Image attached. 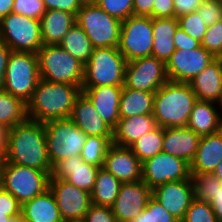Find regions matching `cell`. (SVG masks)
I'll list each match as a JSON object with an SVG mask.
<instances>
[{"label":"cell","mask_w":222,"mask_h":222,"mask_svg":"<svg viewBox=\"0 0 222 222\" xmlns=\"http://www.w3.org/2000/svg\"><path fill=\"white\" fill-rule=\"evenodd\" d=\"M179 27L190 37L201 43L207 27L197 12L182 15L177 18Z\"/></svg>","instance_id":"f35d334b"},{"label":"cell","mask_w":222,"mask_h":222,"mask_svg":"<svg viewBox=\"0 0 222 222\" xmlns=\"http://www.w3.org/2000/svg\"><path fill=\"white\" fill-rule=\"evenodd\" d=\"M127 61L117 47L94 48L82 87L123 86Z\"/></svg>","instance_id":"5b68a950"},{"label":"cell","mask_w":222,"mask_h":222,"mask_svg":"<svg viewBox=\"0 0 222 222\" xmlns=\"http://www.w3.org/2000/svg\"><path fill=\"white\" fill-rule=\"evenodd\" d=\"M46 10L66 11L76 15L84 5L82 0H43Z\"/></svg>","instance_id":"bcb514c9"},{"label":"cell","mask_w":222,"mask_h":222,"mask_svg":"<svg viewBox=\"0 0 222 222\" xmlns=\"http://www.w3.org/2000/svg\"><path fill=\"white\" fill-rule=\"evenodd\" d=\"M14 0H0V20L12 12Z\"/></svg>","instance_id":"db71d44e"},{"label":"cell","mask_w":222,"mask_h":222,"mask_svg":"<svg viewBox=\"0 0 222 222\" xmlns=\"http://www.w3.org/2000/svg\"><path fill=\"white\" fill-rule=\"evenodd\" d=\"M189 84L199 101L218 103L222 93V58H216Z\"/></svg>","instance_id":"603a6c76"},{"label":"cell","mask_w":222,"mask_h":222,"mask_svg":"<svg viewBox=\"0 0 222 222\" xmlns=\"http://www.w3.org/2000/svg\"><path fill=\"white\" fill-rule=\"evenodd\" d=\"M12 217L7 215V212H0V222L9 221Z\"/></svg>","instance_id":"9f6ffc18"},{"label":"cell","mask_w":222,"mask_h":222,"mask_svg":"<svg viewBox=\"0 0 222 222\" xmlns=\"http://www.w3.org/2000/svg\"><path fill=\"white\" fill-rule=\"evenodd\" d=\"M121 182L103 167L99 168L91 196V204L111 207L115 202Z\"/></svg>","instance_id":"1f68e13d"},{"label":"cell","mask_w":222,"mask_h":222,"mask_svg":"<svg viewBox=\"0 0 222 222\" xmlns=\"http://www.w3.org/2000/svg\"><path fill=\"white\" fill-rule=\"evenodd\" d=\"M131 222H180L171 215L153 196L146 208Z\"/></svg>","instance_id":"8d00e7d4"},{"label":"cell","mask_w":222,"mask_h":222,"mask_svg":"<svg viewBox=\"0 0 222 222\" xmlns=\"http://www.w3.org/2000/svg\"><path fill=\"white\" fill-rule=\"evenodd\" d=\"M99 168L86 163L80 155L70 156L52 167L50 178L63 179L91 193Z\"/></svg>","instance_id":"d6986e66"},{"label":"cell","mask_w":222,"mask_h":222,"mask_svg":"<svg viewBox=\"0 0 222 222\" xmlns=\"http://www.w3.org/2000/svg\"><path fill=\"white\" fill-rule=\"evenodd\" d=\"M157 127L153 115H139L130 118H120L113 130L112 143L119 146H130L142 135Z\"/></svg>","instance_id":"4316f807"},{"label":"cell","mask_w":222,"mask_h":222,"mask_svg":"<svg viewBox=\"0 0 222 222\" xmlns=\"http://www.w3.org/2000/svg\"><path fill=\"white\" fill-rule=\"evenodd\" d=\"M113 137L87 136L80 157L88 164L102 168Z\"/></svg>","instance_id":"d590c367"},{"label":"cell","mask_w":222,"mask_h":222,"mask_svg":"<svg viewBox=\"0 0 222 222\" xmlns=\"http://www.w3.org/2000/svg\"><path fill=\"white\" fill-rule=\"evenodd\" d=\"M97 5L121 22L133 15V0H99Z\"/></svg>","instance_id":"ab89813d"},{"label":"cell","mask_w":222,"mask_h":222,"mask_svg":"<svg viewBox=\"0 0 222 222\" xmlns=\"http://www.w3.org/2000/svg\"><path fill=\"white\" fill-rule=\"evenodd\" d=\"M152 196L171 215L181 221L195 199L192 179L161 184L152 190Z\"/></svg>","instance_id":"e0dca14e"},{"label":"cell","mask_w":222,"mask_h":222,"mask_svg":"<svg viewBox=\"0 0 222 222\" xmlns=\"http://www.w3.org/2000/svg\"><path fill=\"white\" fill-rule=\"evenodd\" d=\"M83 4H97L99 0H82Z\"/></svg>","instance_id":"680465c9"},{"label":"cell","mask_w":222,"mask_h":222,"mask_svg":"<svg viewBox=\"0 0 222 222\" xmlns=\"http://www.w3.org/2000/svg\"><path fill=\"white\" fill-rule=\"evenodd\" d=\"M27 119V104L3 89L0 90V124L12 128Z\"/></svg>","instance_id":"836d02e7"},{"label":"cell","mask_w":222,"mask_h":222,"mask_svg":"<svg viewBox=\"0 0 222 222\" xmlns=\"http://www.w3.org/2000/svg\"><path fill=\"white\" fill-rule=\"evenodd\" d=\"M155 93L126 88L123 86L120 95V118L139 115H153Z\"/></svg>","instance_id":"4dcf8cb0"},{"label":"cell","mask_w":222,"mask_h":222,"mask_svg":"<svg viewBox=\"0 0 222 222\" xmlns=\"http://www.w3.org/2000/svg\"><path fill=\"white\" fill-rule=\"evenodd\" d=\"M152 189L143 180L121 183L118 196L111 206L118 222H131L147 206Z\"/></svg>","instance_id":"2e32d148"},{"label":"cell","mask_w":222,"mask_h":222,"mask_svg":"<svg viewBox=\"0 0 222 222\" xmlns=\"http://www.w3.org/2000/svg\"><path fill=\"white\" fill-rule=\"evenodd\" d=\"M49 189L54 195L64 222L83 221L91 206L90 193L63 179L50 178Z\"/></svg>","instance_id":"5bb4252c"},{"label":"cell","mask_w":222,"mask_h":222,"mask_svg":"<svg viewBox=\"0 0 222 222\" xmlns=\"http://www.w3.org/2000/svg\"><path fill=\"white\" fill-rule=\"evenodd\" d=\"M0 40L14 52L37 54L43 46L40 20L11 12L0 20Z\"/></svg>","instance_id":"30bf717a"},{"label":"cell","mask_w":222,"mask_h":222,"mask_svg":"<svg viewBox=\"0 0 222 222\" xmlns=\"http://www.w3.org/2000/svg\"><path fill=\"white\" fill-rule=\"evenodd\" d=\"M206 26L222 20V3L216 0H204L196 10Z\"/></svg>","instance_id":"7bdbcfd3"},{"label":"cell","mask_w":222,"mask_h":222,"mask_svg":"<svg viewBox=\"0 0 222 222\" xmlns=\"http://www.w3.org/2000/svg\"><path fill=\"white\" fill-rule=\"evenodd\" d=\"M11 51L12 50L0 40V90L3 89L7 62Z\"/></svg>","instance_id":"816d5d0a"},{"label":"cell","mask_w":222,"mask_h":222,"mask_svg":"<svg viewBox=\"0 0 222 222\" xmlns=\"http://www.w3.org/2000/svg\"><path fill=\"white\" fill-rule=\"evenodd\" d=\"M204 0H173L175 17L196 12Z\"/></svg>","instance_id":"681fc988"},{"label":"cell","mask_w":222,"mask_h":222,"mask_svg":"<svg viewBox=\"0 0 222 222\" xmlns=\"http://www.w3.org/2000/svg\"><path fill=\"white\" fill-rule=\"evenodd\" d=\"M1 180H2V158H0V188H1Z\"/></svg>","instance_id":"91938a15"},{"label":"cell","mask_w":222,"mask_h":222,"mask_svg":"<svg viewBox=\"0 0 222 222\" xmlns=\"http://www.w3.org/2000/svg\"><path fill=\"white\" fill-rule=\"evenodd\" d=\"M180 222H218L208 202L195 198Z\"/></svg>","instance_id":"74e56055"},{"label":"cell","mask_w":222,"mask_h":222,"mask_svg":"<svg viewBox=\"0 0 222 222\" xmlns=\"http://www.w3.org/2000/svg\"><path fill=\"white\" fill-rule=\"evenodd\" d=\"M212 173L222 182V161L216 166Z\"/></svg>","instance_id":"11a10c76"},{"label":"cell","mask_w":222,"mask_h":222,"mask_svg":"<svg viewBox=\"0 0 222 222\" xmlns=\"http://www.w3.org/2000/svg\"><path fill=\"white\" fill-rule=\"evenodd\" d=\"M174 43L176 50H192L201 46V43L186 34L180 27L174 34Z\"/></svg>","instance_id":"c3c4849f"},{"label":"cell","mask_w":222,"mask_h":222,"mask_svg":"<svg viewBox=\"0 0 222 222\" xmlns=\"http://www.w3.org/2000/svg\"><path fill=\"white\" fill-rule=\"evenodd\" d=\"M43 45H59L76 24L75 15L66 11L46 10L40 19Z\"/></svg>","instance_id":"83f0119b"},{"label":"cell","mask_w":222,"mask_h":222,"mask_svg":"<svg viewBox=\"0 0 222 222\" xmlns=\"http://www.w3.org/2000/svg\"><path fill=\"white\" fill-rule=\"evenodd\" d=\"M44 127L52 167L63 159L80 155L87 135L70 118L45 122Z\"/></svg>","instance_id":"9c48e42d"},{"label":"cell","mask_w":222,"mask_h":222,"mask_svg":"<svg viewBox=\"0 0 222 222\" xmlns=\"http://www.w3.org/2000/svg\"><path fill=\"white\" fill-rule=\"evenodd\" d=\"M45 12L46 8L43 0H14L12 7V13L24 15L35 20H40Z\"/></svg>","instance_id":"b9f144b4"},{"label":"cell","mask_w":222,"mask_h":222,"mask_svg":"<svg viewBox=\"0 0 222 222\" xmlns=\"http://www.w3.org/2000/svg\"><path fill=\"white\" fill-rule=\"evenodd\" d=\"M168 80L166 64L154 56H148L127 62L123 86L155 93Z\"/></svg>","instance_id":"7c38bea8"},{"label":"cell","mask_w":222,"mask_h":222,"mask_svg":"<svg viewBox=\"0 0 222 222\" xmlns=\"http://www.w3.org/2000/svg\"><path fill=\"white\" fill-rule=\"evenodd\" d=\"M75 21L94 48L118 47L122 22L107 14L97 4H84L76 13Z\"/></svg>","instance_id":"ba28073f"},{"label":"cell","mask_w":222,"mask_h":222,"mask_svg":"<svg viewBox=\"0 0 222 222\" xmlns=\"http://www.w3.org/2000/svg\"><path fill=\"white\" fill-rule=\"evenodd\" d=\"M197 100L189 83L168 80L155 92L153 116L157 126L187 127Z\"/></svg>","instance_id":"3957f363"},{"label":"cell","mask_w":222,"mask_h":222,"mask_svg":"<svg viewBox=\"0 0 222 222\" xmlns=\"http://www.w3.org/2000/svg\"><path fill=\"white\" fill-rule=\"evenodd\" d=\"M212 101H199L194 104L187 127L200 136L210 135L222 129V116ZM221 116V117H220Z\"/></svg>","instance_id":"f546056e"},{"label":"cell","mask_w":222,"mask_h":222,"mask_svg":"<svg viewBox=\"0 0 222 222\" xmlns=\"http://www.w3.org/2000/svg\"><path fill=\"white\" fill-rule=\"evenodd\" d=\"M81 93L82 85L52 83L40 78L27 103V118L41 123L68 119Z\"/></svg>","instance_id":"7a4b0ae2"},{"label":"cell","mask_w":222,"mask_h":222,"mask_svg":"<svg viewBox=\"0 0 222 222\" xmlns=\"http://www.w3.org/2000/svg\"><path fill=\"white\" fill-rule=\"evenodd\" d=\"M195 198L210 203L218 222H222V182L213 173H191Z\"/></svg>","instance_id":"f1b7e54d"},{"label":"cell","mask_w":222,"mask_h":222,"mask_svg":"<svg viewBox=\"0 0 222 222\" xmlns=\"http://www.w3.org/2000/svg\"><path fill=\"white\" fill-rule=\"evenodd\" d=\"M70 119L87 136L113 137V129L100 117L93 103L83 92L74 103Z\"/></svg>","instance_id":"ffe728a7"},{"label":"cell","mask_w":222,"mask_h":222,"mask_svg":"<svg viewBox=\"0 0 222 222\" xmlns=\"http://www.w3.org/2000/svg\"><path fill=\"white\" fill-rule=\"evenodd\" d=\"M6 222H26L23 216L20 214L16 217H12L9 221Z\"/></svg>","instance_id":"6f0895ef"},{"label":"cell","mask_w":222,"mask_h":222,"mask_svg":"<svg viewBox=\"0 0 222 222\" xmlns=\"http://www.w3.org/2000/svg\"><path fill=\"white\" fill-rule=\"evenodd\" d=\"M123 86L82 87V92L93 103L100 117L113 130L120 119V95Z\"/></svg>","instance_id":"7402d4cb"},{"label":"cell","mask_w":222,"mask_h":222,"mask_svg":"<svg viewBox=\"0 0 222 222\" xmlns=\"http://www.w3.org/2000/svg\"><path fill=\"white\" fill-rule=\"evenodd\" d=\"M38 56L31 52L11 51L3 84V90L28 103L39 82Z\"/></svg>","instance_id":"8992f818"},{"label":"cell","mask_w":222,"mask_h":222,"mask_svg":"<svg viewBox=\"0 0 222 222\" xmlns=\"http://www.w3.org/2000/svg\"><path fill=\"white\" fill-rule=\"evenodd\" d=\"M2 159L20 166L52 172L44 123L27 118L24 122L10 128Z\"/></svg>","instance_id":"6da1fadb"},{"label":"cell","mask_w":222,"mask_h":222,"mask_svg":"<svg viewBox=\"0 0 222 222\" xmlns=\"http://www.w3.org/2000/svg\"><path fill=\"white\" fill-rule=\"evenodd\" d=\"M153 49L152 56L165 64L175 52L174 34L179 27L178 19L152 18Z\"/></svg>","instance_id":"d4e9b609"},{"label":"cell","mask_w":222,"mask_h":222,"mask_svg":"<svg viewBox=\"0 0 222 222\" xmlns=\"http://www.w3.org/2000/svg\"><path fill=\"white\" fill-rule=\"evenodd\" d=\"M200 139L201 136L188 127L163 128L162 152L191 164L199 147Z\"/></svg>","instance_id":"44dd1931"},{"label":"cell","mask_w":222,"mask_h":222,"mask_svg":"<svg viewBox=\"0 0 222 222\" xmlns=\"http://www.w3.org/2000/svg\"><path fill=\"white\" fill-rule=\"evenodd\" d=\"M201 45L216 58H222V20L207 27Z\"/></svg>","instance_id":"60d3db41"},{"label":"cell","mask_w":222,"mask_h":222,"mask_svg":"<svg viewBox=\"0 0 222 222\" xmlns=\"http://www.w3.org/2000/svg\"><path fill=\"white\" fill-rule=\"evenodd\" d=\"M37 56L41 79L52 83L82 85L85 65L60 45H43Z\"/></svg>","instance_id":"277c9868"},{"label":"cell","mask_w":222,"mask_h":222,"mask_svg":"<svg viewBox=\"0 0 222 222\" xmlns=\"http://www.w3.org/2000/svg\"><path fill=\"white\" fill-rule=\"evenodd\" d=\"M173 17H175L173 0H153L152 18Z\"/></svg>","instance_id":"7dc6e473"},{"label":"cell","mask_w":222,"mask_h":222,"mask_svg":"<svg viewBox=\"0 0 222 222\" xmlns=\"http://www.w3.org/2000/svg\"><path fill=\"white\" fill-rule=\"evenodd\" d=\"M153 0H133V15L152 18Z\"/></svg>","instance_id":"f907efd6"},{"label":"cell","mask_w":222,"mask_h":222,"mask_svg":"<svg viewBox=\"0 0 222 222\" xmlns=\"http://www.w3.org/2000/svg\"><path fill=\"white\" fill-rule=\"evenodd\" d=\"M59 45L84 65L89 61L94 47L84 30L74 24Z\"/></svg>","instance_id":"d6a6232c"},{"label":"cell","mask_w":222,"mask_h":222,"mask_svg":"<svg viewBox=\"0 0 222 222\" xmlns=\"http://www.w3.org/2000/svg\"><path fill=\"white\" fill-rule=\"evenodd\" d=\"M163 127L157 126L152 131L142 135L129 147L138 159L143 163L145 160L154 157L162 152Z\"/></svg>","instance_id":"e575fe53"},{"label":"cell","mask_w":222,"mask_h":222,"mask_svg":"<svg viewBox=\"0 0 222 222\" xmlns=\"http://www.w3.org/2000/svg\"><path fill=\"white\" fill-rule=\"evenodd\" d=\"M191 179L190 164L173 155L160 152L142 163V180L152 190L167 182Z\"/></svg>","instance_id":"4fadbf2b"},{"label":"cell","mask_w":222,"mask_h":222,"mask_svg":"<svg viewBox=\"0 0 222 222\" xmlns=\"http://www.w3.org/2000/svg\"><path fill=\"white\" fill-rule=\"evenodd\" d=\"M21 215L26 222H64L50 189L23 203Z\"/></svg>","instance_id":"484cf974"},{"label":"cell","mask_w":222,"mask_h":222,"mask_svg":"<svg viewBox=\"0 0 222 222\" xmlns=\"http://www.w3.org/2000/svg\"><path fill=\"white\" fill-rule=\"evenodd\" d=\"M103 168L121 183L142 180V162L128 146L111 144L107 150Z\"/></svg>","instance_id":"ac0fdd59"},{"label":"cell","mask_w":222,"mask_h":222,"mask_svg":"<svg viewBox=\"0 0 222 222\" xmlns=\"http://www.w3.org/2000/svg\"><path fill=\"white\" fill-rule=\"evenodd\" d=\"M0 212H7V215L16 217L21 214V204L8 191L0 188Z\"/></svg>","instance_id":"f6af8a7d"},{"label":"cell","mask_w":222,"mask_h":222,"mask_svg":"<svg viewBox=\"0 0 222 222\" xmlns=\"http://www.w3.org/2000/svg\"><path fill=\"white\" fill-rule=\"evenodd\" d=\"M8 131L9 128L0 124V158H3L7 147Z\"/></svg>","instance_id":"f5cc1de1"},{"label":"cell","mask_w":222,"mask_h":222,"mask_svg":"<svg viewBox=\"0 0 222 222\" xmlns=\"http://www.w3.org/2000/svg\"><path fill=\"white\" fill-rule=\"evenodd\" d=\"M51 172L20 166L2 159L1 187L23 203L49 189Z\"/></svg>","instance_id":"52a82bcc"},{"label":"cell","mask_w":222,"mask_h":222,"mask_svg":"<svg viewBox=\"0 0 222 222\" xmlns=\"http://www.w3.org/2000/svg\"><path fill=\"white\" fill-rule=\"evenodd\" d=\"M218 104L220 105L219 107H221V109H222V93H221V97H220V99L218 101Z\"/></svg>","instance_id":"94428289"},{"label":"cell","mask_w":222,"mask_h":222,"mask_svg":"<svg viewBox=\"0 0 222 222\" xmlns=\"http://www.w3.org/2000/svg\"><path fill=\"white\" fill-rule=\"evenodd\" d=\"M216 57L202 45L192 50H175L166 63L168 79L175 82L190 83Z\"/></svg>","instance_id":"9a60e30c"},{"label":"cell","mask_w":222,"mask_h":222,"mask_svg":"<svg viewBox=\"0 0 222 222\" xmlns=\"http://www.w3.org/2000/svg\"><path fill=\"white\" fill-rule=\"evenodd\" d=\"M84 222H118L111 207L91 204L84 217Z\"/></svg>","instance_id":"ee69618b"},{"label":"cell","mask_w":222,"mask_h":222,"mask_svg":"<svg viewBox=\"0 0 222 222\" xmlns=\"http://www.w3.org/2000/svg\"><path fill=\"white\" fill-rule=\"evenodd\" d=\"M118 50L129 62L136 58L152 56V18L132 15L121 24Z\"/></svg>","instance_id":"8fae6325"},{"label":"cell","mask_w":222,"mask_h":222,"mask_svg":"<svg viewBox=\"0 0 222 222\" xmlns=\"http://www.w3.org/2000/svg\"><path fill=\"white\" fill-rule=\"evenodd\" d=\"M222 161V129L201 136L195 158L190 164L191 173H212Z\"/></svg>","instance_id":"cb8c5ba5"}]
</instances>
